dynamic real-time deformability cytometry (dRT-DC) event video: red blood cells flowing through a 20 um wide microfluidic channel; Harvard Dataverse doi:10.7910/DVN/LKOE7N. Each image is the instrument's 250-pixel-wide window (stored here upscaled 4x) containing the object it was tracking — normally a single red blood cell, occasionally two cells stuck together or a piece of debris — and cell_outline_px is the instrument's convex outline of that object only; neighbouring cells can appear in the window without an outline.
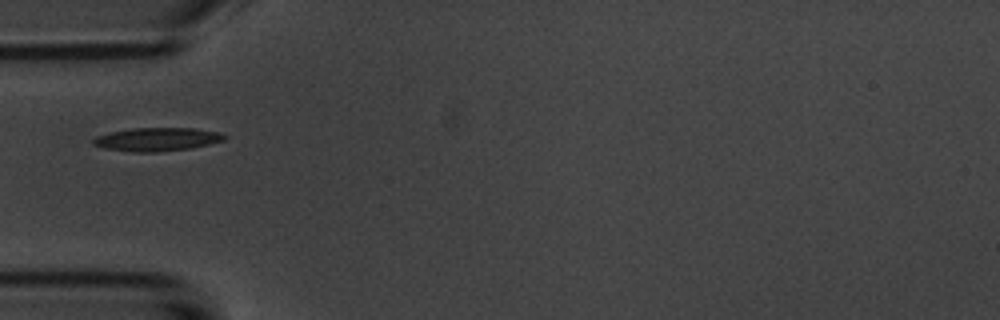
{"species": "common noctule bat (a hibernating species)", "species_latin": "Nyctalus noctula", "temperature_condition": "room temperature", "stored_images_in_passage": 6, "camera_frame_rate_fps": 3000, "um_per_image_px": 0.085, "animal": {"sex": "male", "body_mass_g": 20.1, "forearm_length_mm": 53.5}, "frame": {"image": 1, "passage_image": 5, "time_ms": 4.667, "image_size_px": [1000, 320], "cell_outline_px": [[228, 136], [224, 140], [192, 148], [156, 152], [132, 152], [104, 148], [92, 144], [92, 140], [96, 136], [112, 132], [132, 128], [196, 128], [220, 132]], "centroid_in_image_um": [13.37, 11.84], "position_along_channel_um": 71.6, "area_um2": 17.92}}
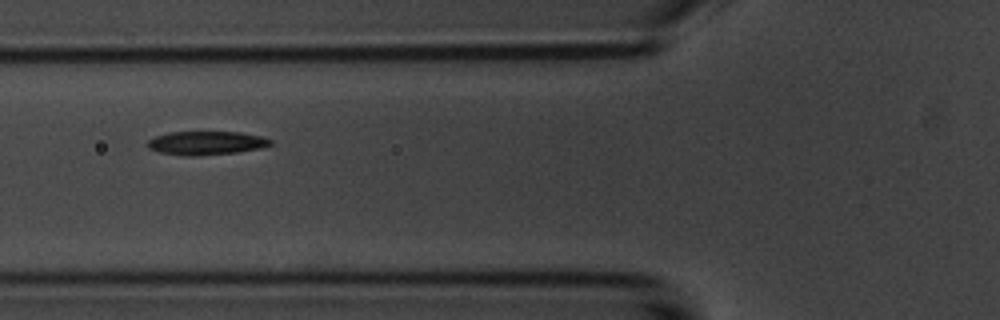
{"frame": {"image": 2, "passage_image": 6, "time_ms": 5.667, "image_size_px": [1000, 320], "cell_outline_px": [[272, 144], [260, 148], [236, 152], [196, 156], [184, 156], [160, 152], [148, 148], [148, 140], [156, 136], [168, 132], [240, 132], [260, 136], [272, 140]], "centroid_in_image_um": [17.52, 12.15], "position_along_channel_um": 108.3, "area_um2": 16.82}}